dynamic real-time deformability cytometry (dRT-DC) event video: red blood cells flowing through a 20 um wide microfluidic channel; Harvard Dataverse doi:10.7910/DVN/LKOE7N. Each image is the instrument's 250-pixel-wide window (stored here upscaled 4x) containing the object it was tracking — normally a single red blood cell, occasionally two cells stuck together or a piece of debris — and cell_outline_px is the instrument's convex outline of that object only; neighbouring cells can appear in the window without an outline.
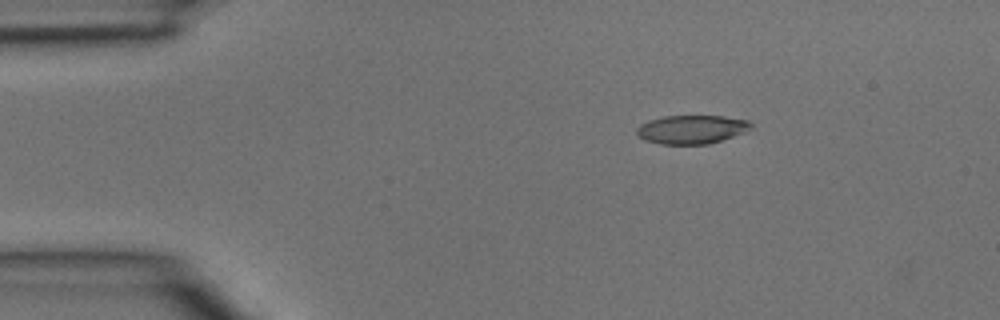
{"species": "common noctule bat (a hibernating species)", "species_latin": "Nyctalus noctula", "temperature_condition": "room temperature", "stored_images_in_passage": 3, "camera_frame_rate_fps": 3000, "um_per_image_px": 0.085, "animal": {"sex": "male", "body_mass_g": 15.6}, "frame": {"image": 1, "passage_image": 1, "time_ms": 0.0, "image_size_px": [1000, 320], "cell_outline_px": [[752, 128], [744, 132], [708, 144], [660, 144], [644, 140], [636, 132], [636, 128], [640, 124], [648, 120], [664, 116], [724, 116], [748, 120], [752, 124]], "centroid_in_image_um": [58.77, 10.99], "position_along_channel_um": 26.2, "area_um2": 19.02}}
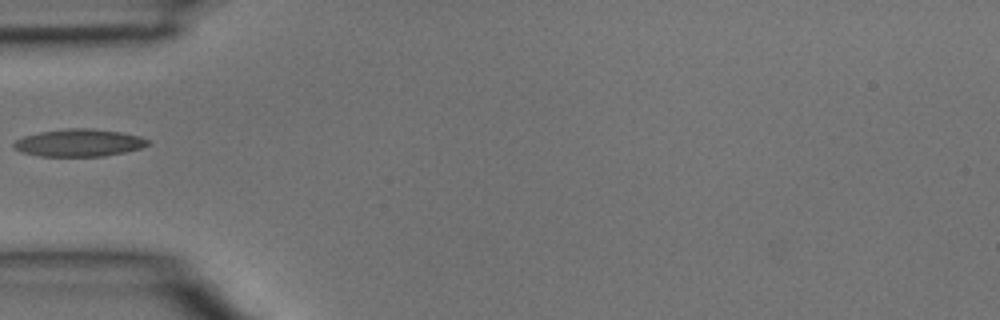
{"frame": {"image": 2, "passage_image": 3, "time_ms": 0.667, "image_size_px": [1000, 320], "cell_outline_px": [[152, 144], [140, 148], [124, 152], [104, 156], [40, 156], [24, 152], [12, 148], [12, 144], [16, 140], [24, 136], [40, 132], [68, 128], [92, 128], [120, 132], [140, 136], [148, 140]], "centroid_in_image_um": [6.73, 12.13], "position_along_channel_um": 78.3, "area_um2": 21.39}}